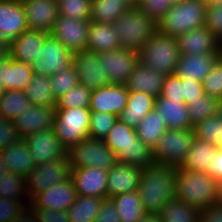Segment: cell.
I'll use <instances>...</instances> for the list:
<instances>
[{"label": "cell", "mask_w": 222, "mask_h": 222, "mask_svg": "<svg viewBox=\"0 0 222 222\" xmlns=\"http://www.w3.org/2000/svg\"><path fill=\"white\" fill-rule=\"evenodd\" d=\"M176 167L152 164L140 169L138 194L146 214H158L175 198Z\"/></svg>", "instance_id": "cell-1"}, {"label": "cell", "mask_w": 222, "mask_h": 222, "mask_svg": "<svg viewBox=\"0 0 222 222\" xmlns=\"http://www.w3.org/2000/svg\"><path fill=\"white\" fill-rule=\"evenodd\" d=\"M103 141L116 154V160L119 163L139 168L155 164L153 150L138 138L135 128L126 125L120 119L116 121Z\"/></svg>", "instance_id": "cell-2"}, {"label": "cell", "mask_w": 222, "mask_h": 222, "mask_svg": "<svg viewBox=\"0 0 222 222\" xmlns=\"http://www.w3.org/2000/svg\"><path fill=\"white\" fill-rule=\"evenodd\" d=\"M175 198L202 211L217 204V181L206 172L176 167Z\"/></svg>", "instance_id": "cell-3"}, {"label": "cell", "mask_w": 222, "mask_h": 222, "mask_svg": "<svg viewBox=\"0 0 222 222\" xmlns=\"http://www.w3.org/2000/svg\"><path fill=\"white\" fill-rule=\"evenodd\" d=\"M139 63L165 76L174 75L180 57L177 39L158 29L138 50Z\"/></svg>", "instance_id": "cell-4"}, {"label": "cell", "mask_w": 222, "mask_h": 222, "mask_svg": "<svg viewBox=\"0 0 222 222\" xmlns=\"http://www.w3.org/2000/svg\"><path fill=\"white\" fill-rule=\"evenodd\" d=\"M206 11V0H184L173 4L158 21L157 29L177 38L188 31L205 26Z\"/></svg>", "instance_id": "cell-5"}, {"label": "cell", "mask_w": 222, "mask_h": 222, "mask_svg": "<svg viewBox=\"0 0 222 222\" xmlns=\"http://www.w3.org/2000/svg\"><path fill=\"white\" fill-rule=\"evenodd\" d=\"M121 48L139 50L157 30V23L138 6L128 8L113 23Z\"/></svg>", "instance_id": "cell-6"}, {"label": "cell", "mask_w": 222, "mask_h": 222, "mask_svg": "<svg viewBox=\"0 0 222 222\" xmlns=\"http://www.w3.org/2000/svg\"><path fill=\"white\" fill-rule=\"evenodd\" d=\"M90 115L89 108L55 109L53 130L66 151L88 138Z\"/></svg>", "instance_id": "cell-7"}, {"label": "cell", "mask_w": 222, "mask_h": 222, "mask_svg": "<svg viewBox=\"0 0 222 222\" xmlns=\"http://www.w3.org/2000/svg\"><path fill=\"white\" fill-rule=\"evenodd\" d=\"M70 169L98 167L109 171L116 163V154L103 140L86 138L67 151Z\"/></svg>", "instance_id": "cell-8"}, {"label": "cell", "mask_w": 222, "mask_h": 222, "mask_svg": "<svg viewBox=\"0 0 222 222\" xmlns=\"http://www.w3.org/2000/svg\"><path fill=\"white\" fill-rule=\"evenodd\" d=\"M194 138L193 129H168L153 149L155 163L179 167Z\"/></svg>", "instance_id": "cell-9"}, {"label": "cell", "mask_w": 222, "mask_h": 222, "mask_svg": "<svg viewBox=\"0 0 222 222\" xmlns=\"http://www.w3.org/2000/svg\"><path fill=\"white\" fill-rule=\"evenodd\" d=\"M72 55L58 39L49 34L30 64L32 72L36 75L51 77L72 64Z\"/></svg>", "instance_id": "cell-10"}, {"label": "cell", "mask_w": 222, "mask_h": 222, "mask_svg": "<svg viewBox=\"0 0 222 222\" xmlns=\"http://www.w3.org/2000/svg\"><path fill=\"white\" fill-rule=\"evenodd\" d=\"M70 172L68 158L37 165L26 176L29 200L38 193L49 189L52 185L67 180L70 177Z\"/></svg>", "instance_id": "cell-11"}, {"label": "cell", "mask_w": 222, "mask_h": 222, "mask_svg": "<svg viewBox=\"0 0 222 222\" xmlns=\"http://www.w3.org/2000/svg\"><path fill=\"white\" fill-rule=\"evenodd\" d=\"M72 64L76 69L79 84L91 91L111 84L108 73L104 72L99 53L89 50L73 53Z\"/></svg>", "instance_id": "cell-12"}, {"label": "cell", "mask_w": 222, "mask_h": 222, "mask_svg": "<svg viewBox=\"0 0 222 222\" xmlns=\"http://www.w3.org/2000/svg\"><path fill=\"white\" fill-rule=\"evenodd\" d=\"M104 72L108 73L111 84L125 85L129 75L139 63V52L129 48L99 53Z\"/></svg>", "instance_id": "cell-13"}, {"label": "cell", "mask_w": 222, "mask_h": 222, "mask_svg": "<svg viewBox=\"0 0 222 222\" xmlns=\"http://www.w3.org/2000/svg\"><path fill=\"white\" fill-rule=\"evenodd\" d=\"M90 21L78 20L58 14L50 33L72 54L87 48Z\"/></svg>", "instance_id": "cell-14"}, {"label": "cell", "mask_w": 222, "mask_h": 222, "mask_svg": "<svg viewBox=\"0 0 222 222\" xmlns=\"http://www.w3.org/2000/svg\"><path fill=\"white\" fill-rule=\"evenodd\" d=\"M36 165L67 157L66 149L61 145L53 128L24 138Z\"/></svg>", "instance_id": "cell-15"}, {"label": "cell", "mask_w": 222, "mask_h": 222, "mask_svg": "<svg viewBox=\"0 0 222 222\" xmlns=\"http://www.w3.org/2000/svg\"><path fill=\"white\" fill-rule=\"evenodd\" d=\"M55 107L31 105L13 120L21 139L53 128Z\"/></svg>", "instance_id": "cell-16"}, {"label": "cell", "mask_w": 222, "mask_h": 222, "mask_svg": "<svg viewBox=\"0 0 222 222\" xmlns=\"http://www.w3.org/2000/svg\"><path fill=\"white\" fill-rule=\"evenodd\" d=\"M76 198V189L69 177L67 180L52 185L49 189L35 195L30 200V204L34 208L67 211Z\"/></svg>", "instance_id": "cell-17"}, {"label": "cell", "mask_w": 222, "mask_h": 222, "mask_svg": "<svg viewBox=\"0 0 222 222\" xmlns=\"http://www.w3.org/2000/svg\"><path fill=\"white\" fill-rule=\"evenodd\" d=\"M27 28L50 34L58 17V0H21Z\"/></svg>", "instance_id": "cell-18"}, {"label": "cell", "mask_w": 222, "mask_h": 222, "mask_svg": "<svg viewBox=\"0 0 222 222\" xmlns=\"http://www.w3.org/2000/svg\"><path fill=\"white\" fill-rule=\"evenodd\" d=\"M27 29L21 0H0V39L10 44Z\"/></svg>", "instance_id": "cell-19"}, {"label": "cell", "mask_w": 222, "mask_h": 222, "mask_svg": "<svg viewBox=\"0 0 222 222\" xmlns=\"http://www.w3.org/2000/svg\"><path fill=\"white\" fill-rule=\"evenodd\" d=\"M129 91L126 85L110 84L91 91L90 111L118 115L125 109Z\"/></svg>", "instance_id": "cell-20"}, {"label": "cell", "mask_w": 222, "mask_h": 222, "mask_svg": "<svg viewBox=\"0 0 222 222\" xmlns=\"http://www.w3.org/2000/svg\"><path fill=\"white\" fill-rule=\"evenodd\" d=\"M70 178L77 195L106 198L107 170L98 167L71 169Z\"/></svg>", "instance_id": "cell-21"}, {"label": "cell", "mask_w": 222, "mask_h": 222, "mask_svg": "<svg viewBox=\"0 0 222 222\" xmlns=\"http://www.w3.org/2000/svg\"><path fill=\"white\" fill-rule=\"evenodd\" d=\"M140 169L137 166L117 162L108 171L106 198H113L138 189Z\"/></svg>", "instance_id": "cell-22"}, {"label": "cell", "mask_w": 222, "mask_h": 222, "mask_svg": "<svg viewBox=\"0 0 222 222\" xmlns=\"http://www.w3.org/2000/svg\"><path fill=\"white\" fill-rule=\"evenodd\" d=\"M176 39L183 55L219 53L217 37L207 26L188 31Z\"/></svg>", "instance_id": "cell-23"}, {"label": "cell", "mask_w": 222, "mask_h": 222, "mask_svg": "<svg viewBox=\"0 0 222 222\" xmlns=\"http://www.w3.org/2000/svg\"><path fill=\"white\" fill-rule=\"evenodd\" d=\"M219 59V53L198 55L181 54L174 72L175 76L202 82Z\"/></svg>", "instance_id": "cell-24"}, {"label": "cell", "mask_w": 222, "mask_h": 222, "mask_svg": "<svg viewBox=\"0 0 222 222\" xmlns=\"http://www.w3.org/2000/svg\"><path fill=\"white\" fill-rule=\"evenodd\" d=\"M33 75L30 64L7 57L0 61V90L24 91Z\"/></svg>", "instance_id": "cell-25"}, {"label": "cell", "mask_w": 222, "mask_h": 222, "mask_svg": "<svg viewBox=\"0 0 222 222\" xmlns=\"http://www.w3.org/2000/svg\"><path fill=\"white\" fill-rule=\"evenodd\" d=\"M48 35L44 31L25 30L9 44V57L22 63L31 64Z\"/></svg>", "instance_id": "cell-26"}, {"label": "cell", "mask_w": 222, "mask_h": 222, "mask_svg": "<svg viewBox=\"0 0 222 222\" xmlns=\"http://www.w3.org/2000/svg\"><path fill=\"white\" fill-rule=\"evenodd\" d=\"M166 76L140 63L126 82L128 91L143 92L155 97L161 95Z\"/></svg>", "instance_id": "cell-27"}, {"label": "cell", "mask_w": 222, "mask_h": 222, "mask_svg": "<svg viewBox=\"0 0 222 222\" xmlns=\"http://www.w3.org/2000/svg\"><path fill=\"white\" fill-rule=\"evenodd\" d=\"M154 109L165 118L168 129H193L185 102L158 96Z\"/></svg>", "instance_id": "cell-28"}, {"label": "cell", "mask_w": 222, "mask_h": 222, "mask_svg": "<svg viewBox=\"0 0 222 222\" xmlns=\"http://www.w3.org/2000/svg\"><path fill=\"white\" fill-rule=\"evenodd\" d=\"M7 171L26 177L37 165L24 139L1 151Z\"/></svg>", "instance_id": "cell-29"}, {"label": "cell", "mask_w": 222, "mask_h": 222, "mask_svg": "<svg viewBox=\"0 0 222 222\" xmlns=\"http://www.w3.org/2000/svg\"><path fill=\"white\" fill-rule=\"evenodd\" d=\"M155 100V96L143 92L129 91L126 107L119 114L118 119L135 128L155 108Z\"/></svg>", "instance_id": "cell-30"}, {"label": "cell", "mask_w": 222, "mask_h": 222, "mask_svg": "<svg viewBox=\"0 0 222 222\" xmlns=\"http://www.w3.org/2000/svg\"><path fill=\"white\" fill-rule=\"evenodd\" d=\"M120 48V41L113 24L90 21L86 50L102 53Z\"/></svg>", "instance_id": "cell-31"}, {"label": "cell", "mask_w": 222, "mask_h": 222, "mask_svg": "<svg viewBox=\"0 0 222 222\" xmlns=\"http://www.w3.org/2000/svg\"><path fill=\"white\" fill-rule=\"evenodd\" d=\"M168 130L165 118L153 109L135 127L138 138L152 150L160 137Z\"/></svg>", "instance_id": "cell-32"}, {"label": "cell", "mask_w": 222, "mask_h": 222, "mask_svg": "<svg viewBox=\"0 0 222 222\" xmlns=\"http://www.w3.org/2000/svg\"><path fill=\"white\" fill-rule=\"evenodd\" d=\"M217 146L194 138L184 162L179 166L195 172H206Z\"/></svg>", "instance_id": "cell-33"}, {"label": "cell", "mask_w": 222, "mask_h": 222, "mask_svg": "<svg viewBox=\"0 0 222 222\" xmlns=\"http://www.w3.org/2000/svg\"><path fill=\"white\" fill-rule=\"evenodd\" d=\"M24 92L33 105L56 107L49 76L34 74Z\"/></svg>", "instance_id": "cell-34"}, {"label": "cell", "mask_w": 222, "mask_h": 222, "mask_svg": "<svg viewBox=\"0 0 222 222\" xmlns=\"http://www.w3.org/2000/svg\"><path fill=\"white\" fill-rule=\"evenodd\" d=\"M116 206L121 222H136L146 213L137 190L111 198Z\"/></svg>", "instance_id": "cell-35"}, {"label": "cell", "mask_w": 222, "mask_h": 222, "mask_svg": "<svg viewBox=\"0 0 222 222\" xmlns=\"http://www.w3.org/2000/svg\"><path fill=\"white\" fill-rule=\"evenodd\" d=\"M200 210L179 199H171L158 213L162 222H200Z\"/></svg>", "instance_id": "cell-36"}, {"label": "cell", "mask_w": 222, "mask_h": 222, "mask_svg": "<svg viewBox=\"0 0 222 222\" xmlns=\"http://www.w3.org/2000/svg\"><path fill=\"white\" fill-rule=\"evenodd\" d=\"M105 198L79 196L68 208L70 222H93Z\"/></svg>", "instance_id": "cell-37"}, {"label": "cell", "mask_w": 222, "mask_h": 222, "mask_svg": "<svg viewBox=\"0 0 222 222\" xmlns=\"http://www.w3.org/2000/svg\"><path fill=\"white\" fill-rule=\"evenodd\" d=\"M128 8L123 0H91L90 21L113 24Z\"/></svg>", "instance_id": "cell-38"}, {"label": "cell", "mask_w": 222, "mask_h": 222, "mask_svg": "<svg viewBox=\"0 0 222 222\" xmlns=\"http://www.w3.org/2000/svg\"><path fill=\"white\" fill-rule=\"evenodd\" d=\"M31 105L22 90L2 91L0 95V116L13 121Z\"/></svg>", "instance_id": "cell-39"}, {"label": "cell", "mask_w": 222, "mask_h": 222, "mask_svg": "<svg viewBox=\"0 0 222 222\" xmlns=\"http://www.w3.org/2000/svg\"><path fill=\"white\" fill-rule=\"evenodd\" d=\"M220 101V99L207 94L191 100L186 104L191 124L194 126L200 121L218 115Z\"/></svg>", "instance_id": "cell-40"}, {"label": "cell", "mask_w": 222, "mask_h": 222, "mask_svg": "<svg viewBox=\"0 0 222 222\" xmlns=\"http://www.w3.org/2000/svg\"><path fill=\"white\" fill-rule=\"evenodd\" d=\"M0 197L30 201L27 193L26 177L10 171L0 176Z\"/></svg>", "instance_id": "cell-41"}, {"label": "cell", "mask_w": 222, "mask_h": 222, "mask_svg": "<svg viewBox=\"0 0 222 222\" xmlns=\"http://www.w3.org/2000/svg\"><path fill=\"white\" fill-rule=\"evenodd\" d=\"M30 201L0 197V222H28Z\"/></svg>", "instance_id": "cell-42"}, {"label": "cell", "mask_w": 222, "mask_h": 222, "mask_svg": "<svg viewBox=\"0 0 222 222\" xmlns=\"http://www.w3.org/2000/svg\"><path fill=\"white\" fill-rule=\"evenodd\" d=\"M118 120V115L91 111L88 138L103 140Z\"/></svg>", "instance_id": "cell-43"}, {"label": "cell", "mask_w": 222, "mask_h": 222, "mask_svg": "<svg viewBox=\"0 0 222 222\" xmlns=\"http://www.w3.org/2000/svg\"><path fill=\"white\" fill-rule=\"evenodd\" d=\"M50 84L52 85L53 96L56 100L76 87L79 84V79L74 65L71 64L63 71L52 75L50 77Z\"/></svg>", "instance_id": "cell-44"}, {"label": "cell", "mask_w": 222, "mask_h": 222, "mask_svg": "<svg viewBox=\"0 0 222 222\" xmlns=\"http://www.w3.org/2000/svg\"><path fill=\"white\" fill-rule=\"evenodd\" d=\"M221 130L222 120L219 115L207 118L193 126L195 138L213 145H217Z\"/></svg>", "instance_id": "cell-45"}, {"label": "cell", "mask_w": 222, "mask_h": 222, "mask_svg": "<svg viewBox=\"0 0 222 222\" xmlns=\"http://www.w3.org/2000/svg\"><path fill=\"white\" fill-rule=\"evenodd\" d=\"M90 96L91 90L78 84L76 87L57 99L55 109H70L75 107L89 108Z\"/></svg>", "instance_id": "cell-46"}, {"label": "cell", "mask_w": 222, "mask_h": 222, "mask_svg": "<svg viewBox=\"0 0 222 222\" xmlns=\"http://www.w3.org/2000/svg\"><path fill=\"white\" fill-rule=\"evenodd\" d=\"M59 15L90 21L91 0H58Z\"/></svg>", "instance_id": "cell-47"}, {"label": "cell", "mask_w": 222, "mask_h": 222, "mask_svg": "<svg viewBox=\"0 0 222 222\" xmlns=\"http://www.w3.org/2000/svg\"><path fill=\"white\" fill-rule=\"evenodd\" d=\"M204 93L222 100V60L219 58L202 81Z\"/></svg>", "instance_id": "cell-48"}, {"label": "cell", "mask_w": 222, "mask_h": 222, "mask_svg": "<svg viewBox=\"0 0 222 222\" xmlns=\"http://www.w3.org/2000/svg\"><path fill=\"white\" fill-rule=\"evenodd\" d=\"M28 222H70L67 211L45 210L28 205Z\"/></svg>", "instance_id": "cell-49"}, {"label": "cell", "mask_w": 222, "mask_h": 222, "mask_svg": "<svg viewBox=\"0 0 222 222\" xmlns=\"http://www.w3.org/2000/svg\"><path fill=\"white\" fill-rule=\"evenodd\" d=\"M138 7L158 23L172 7V4L169 0H141Z\"/></svg>", "instance_id": "cell-50"}, {"label": "cell", "mask_w": 222, "mask_h": 222, "mask_svg": "<svg viewBox=\"0 0 222 222\" xmlns=\"http://www.w3.org/2000/svg\"><path fill=\"white\" fill-rule=\"evenodd\" d=\"M20 139L13 121L0 116V150L17 143Z\"/></svg>", "instance_id": "cell-51"}, {"label": "cell", "mask_w": 222, "mask_h": 222, "mask_svg": "<svg viewBox=\"0 0 222 222\" xmlns=\"http://www.w3.org/2000/svg\"><path fill=\"white\" fill-rule=\"evenodd\" d=\"M205 26L216 37L222 33V4H207Z\"/></svg>", "instance_id": "cell-52"}, {"label": "cell", "mask_w": 222, "mask_h": 222, "mask_svg": "<svg viewBox=\"0 0 222 222\" xmlns=\"http://www.w3.org/2000/svg\"><path fill=\"white\" fill-rule=\"evenodd\" d=\"M160 96L184 102V97L182 96V78L175 75L166 76Z\"/></svg>", "instance_id": "cell-53"}, {"label": "cell", "mask_w": 222, "mask_h": 222, "mask_svg": "<svg viewBox=\"0 0 222 222\" xmlns=\"http://www.w3.org/2000/svg\"><path fill=\"white\" fill-rule=\"evenodd\" d=\"M203 94L205 93L202 82L182 78V96L184 97L185 104H188L191 100H195Z\"/></svg>", "instance_id": "cell-54"}, {"label": "cell", "mask_w": 222, "mask_h": 222, "mask_svg": "<svg viewBox=\"0 0 222 222\" xmlns=\"http://www.w3.org/2000/svg\"><path fill=\"white\" fill-rule=\"evenodd\" d=\"M93 222H121L112 199H104L100 211Z\"/></svg>", "instance_id": "cell-55"}, {"label": "cell", "mask_w": 222, "mask_h": 222, "mask_svg": "<svg viewBox=\"0 0 222 222\" xmlns=\"http://www.w3.org/2000/svg\"><path fill=\"white\" fill-rule=\"evenodd\" d=\"M206 173L211 175L217 182L222 180V149L217 148Z\"/></svg>", "instance_id": "cell-56"}, {"label": "cell", "mask_w": 222, "mask_h": 222, "mask_svg": "<svg viewBox=\"0 0 222 222\" xmlns=\"http://www.w3.org/2000/svg\"><path fill=\"white\" fill-rule=\"evenodd\" d=\"M200 222H222V205L216 204L200 212Z\"/></svg>", "instance_id": "cell-57"}, {"label": "cell", "mask_w": 222, "mask_h": 222, "mask_svg": "<svg viewBox=\"0 0 222 222\" xmlns=\"http://www.w3.org/2000/svg\"><path fill=\"white\" fill-rule=\"evenodd\" d=\"M9 57V44L0 39V61Z\"/></svg>", "instance_id": "cell-58"}, {"label": "cell", "mask_w": 222, "mask_h": 222, "mask_svg": "<svg viewBox=\"0 0 222 222\" xmlns=\"http://www.w3.org/2000/svg\"><path fill=\"white\" fill-rule=\"evenodd\" d=\"M136 222H162L158 214H145Z\"/></svg>", "instance_id": "cell-59"}, {"label": "cell", "mask_w": 222, "mask_h": 222, "mask_svg": "<svg viewBox=\"0 0 222 222\" xmlns=\"http://www.w3.org/2000/svg\"><path fill=\"white\" fill-rule=\"evenodd\" d=\"M217 204L222 205V180L217 182Z\"/></svg>", "instance_id": "cell-60"}, {"label": "cell", "mask_w": 222, "mask_h": 222, "mask_svg": "<svg viewBox=\"0 0 222 222\" xmlns=\"http://www.w3.org/2000/svg\"><path fill=\"white\" fill-rule=\"evenodd\" d=\"M123 2L129 7H135L138 6V4L141 2V0H123Z\"/></svg>", "instance_id": "cell-61"}, {"label": "cell", "mask_w": 222, "mask_h": 222, "mask_svg": "<svg viewBox=\"0 0 222 222\" xmlns=\"http://www.w3.org/2000/svg\"><path fill=\"white\" fill-rule=\"evenodd\" d=\"M3 173H7V167L5 166V164L3 163L2 160V155H1V150H0V176Z\"/></svg>", "instance_id": "cell-62"}, {"label": "cell", "mask_w": 222, "mask_h": 222, "mask_svg": "<svg viewBox=\"0 0 222 222\" xmlns=\"http://www.w3.org/2000/svg\"><path fill=\"white\" fill-rule=\"evenodd\" d=\"M207 4H222V0H206Z\"/></svg>", "instance_id": "cell-63"}, {"label": "cell", "mask_w": 222, "mask_h": 222, "mask_svg": "<svg viewBox=\"0 0 222 222\" xmlns=\"http://www.w3.org/2000/svg\"><path fill=\"white\" fill-rule=\"evenodd\" d=\"M216 146L218 149H222V130H221V134L219 136V140Z\"/></svg>", "instance_id": "cell-64"}, {"label": "cell", "mask_w": 222, "mask_h": 222, "mask_svg": "<svg viewBox=\"0 0 222 222\" xmlns=\"http://www.w3.org/2000/svg\"><path fill=\"white\" fill-rule=\"evenodd\" d=\"M218 47H222V33L217 37Z\"/></svg>", "instance_id": "cell-65"}, {"label": "cell", "mask_w": 222, "mask_h": 222, "mask_svg": "<svg viewBox=\"0 0 222 222\" xmlns=\"http://www.w3.org/2000/svg\"><path fill=\"white\" fill-rule=\"evenodd\" d=\"M218 115L220 116V119L222 120V100L220 101Z\"/></svg>", "instance_id": "cell-66"}, {"label": "cell", "mask_w": 222, "mask_h": 222, "mask_svg": "<svg viewBox=\"0 0 222 222\" xmlns=\"http://www.w3.org/2000/svg\"><path fill=\"white\" fill-rule=\"evenodd\" d=\"M169 1H170L171 4L173 5V4L180 3V2H182V1H184V0H169Z\"/></svg>", "instance_id": "cell-67"}, {"label": "cell", "mask_w": 222, "mask_h": 222, "mask_svg": "<svg viewBox=\"0 0 222 222\" xmlns=\"http://www.w3.org/2000/svg\"><path fill=\"white\" fill-rule=\"evenodd\" d=\"M219 48V58L222 60V47H218Z\"/></svg>", "instance_id": "cell-68"}]
</instances>
